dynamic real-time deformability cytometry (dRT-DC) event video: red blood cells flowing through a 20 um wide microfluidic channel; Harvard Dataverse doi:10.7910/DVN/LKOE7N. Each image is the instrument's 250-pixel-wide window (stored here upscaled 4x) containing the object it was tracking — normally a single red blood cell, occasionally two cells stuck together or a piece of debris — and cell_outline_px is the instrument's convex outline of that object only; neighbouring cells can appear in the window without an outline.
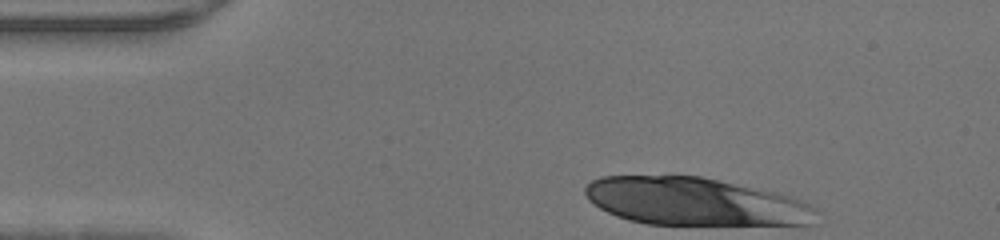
{"species": "human", "species_latin": "Homo sapiens", "temperature_condition": "warm", "stored_images_in_passage": 30, "camera_frame_rate_fps": 3000, "um_per_image_px": 0.085, "donor": {"sex": "male"}, "frame": {"image": 1, "passage_image": 1, "time_ms": 0.0, "image_size_px": [1000, 240], "cell_outline_px": [[820, 212], [812, 224], [648, 224], [628, 220], [616, 216], [600, 208], [588, 200], [584, 192], [584, 188], [592, 180], [600, 176], [700, 176], [772, 192], [788, 196], [800, 200], [816, 208]], "centroid_in_image_um": [59.02, 17.14], "position_along_channel_um": 26.0, "area_um2": 63.81}}
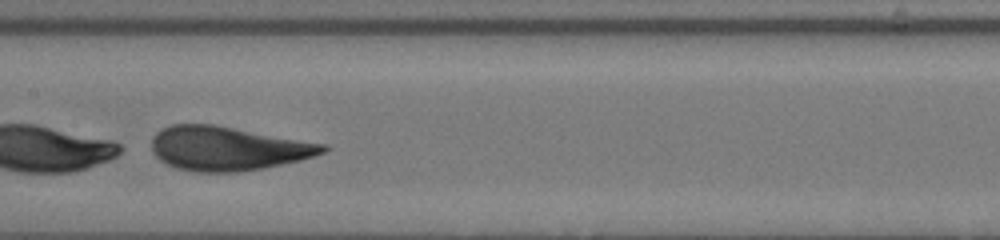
{"frame": {"image": 2, "passage_image": 17, "time_ms": 5.333, "image_size_px": [1000, 240], "cell_outline_px": [[328, 148], [324, 152], [300, 160], [264, 168], [236, 172], [196, 172], [176, 168], [160, 160], [152, 152], [152, 136], [160, 128], [172, 124], [212, 124], [328, 144]], "centroid_in_image_um": [19.33, 12.61], "position_along_channel_um": 188.1, "area_um2": 43.99}}
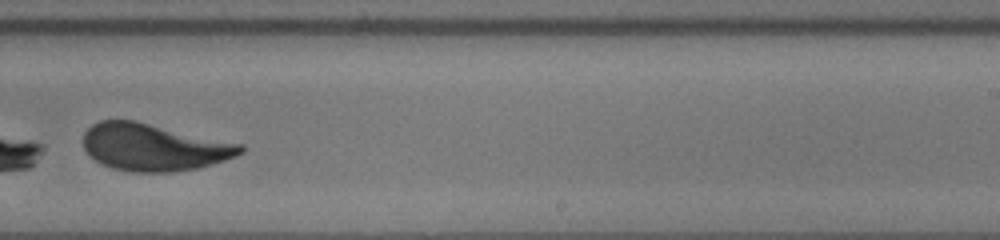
{"frame": {"image": 3, "passage_image": 23, "time_ms": 7.333, "image_size_px": [1000, 240], "cell_outline_px": [[244, 152], [236, 156], [200, 168], [172, 172], [132, 172], [112, 168], [100, 164], [84, 148], [84, 132], [92, 124], [100, 120], [136, 120], [244, 144]], "centroid_in_image_um": [13.1, 12.51], "position_along_channel_um": 275.9, "area_um2": 43.47}}